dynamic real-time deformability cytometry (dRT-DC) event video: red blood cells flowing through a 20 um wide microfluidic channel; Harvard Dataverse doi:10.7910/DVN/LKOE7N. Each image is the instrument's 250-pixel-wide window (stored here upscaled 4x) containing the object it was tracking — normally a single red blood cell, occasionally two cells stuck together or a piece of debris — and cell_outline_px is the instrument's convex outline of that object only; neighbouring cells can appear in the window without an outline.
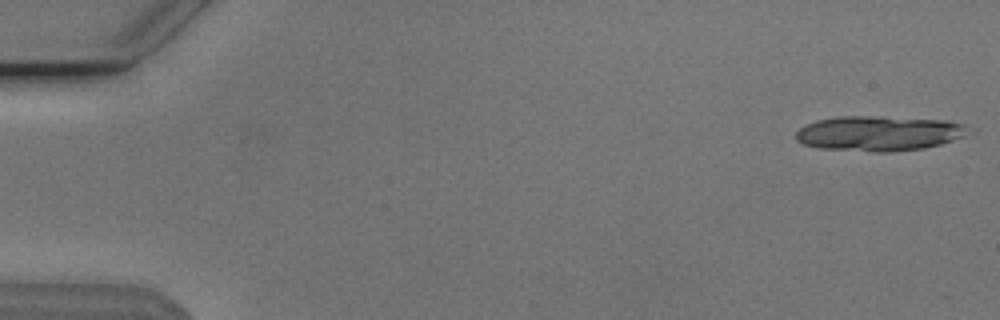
{"species": "Egyptian fruit bat (a non-hibernating species)", "species_latin": "Rousettus aegyptiacus", "temperature_condition": "cold", "stored_images_in_passage": 9, "camera_frame_rate_fps": 3000, "um_per_image_px": 0.085, "animal": {"sex": "male"}, "frame": {"image": 1, "passage_image": 1, "time_ms": 0.0, "image_size_px": [1000, 320], "cell_outline_px": [[964, 136], [940, 144], [924, 148], [892, 152], [872, 152], [816, 148], [804, 144], [796, 140], [796, 132], [804, 124], [816, 120], [836, 116], [880, 116], [948, 120], [964, 124]], "centroid_in_image_um": [74.62, 11.33], "position_along_channel_um": 10.4, "area_um2": 35.37}}